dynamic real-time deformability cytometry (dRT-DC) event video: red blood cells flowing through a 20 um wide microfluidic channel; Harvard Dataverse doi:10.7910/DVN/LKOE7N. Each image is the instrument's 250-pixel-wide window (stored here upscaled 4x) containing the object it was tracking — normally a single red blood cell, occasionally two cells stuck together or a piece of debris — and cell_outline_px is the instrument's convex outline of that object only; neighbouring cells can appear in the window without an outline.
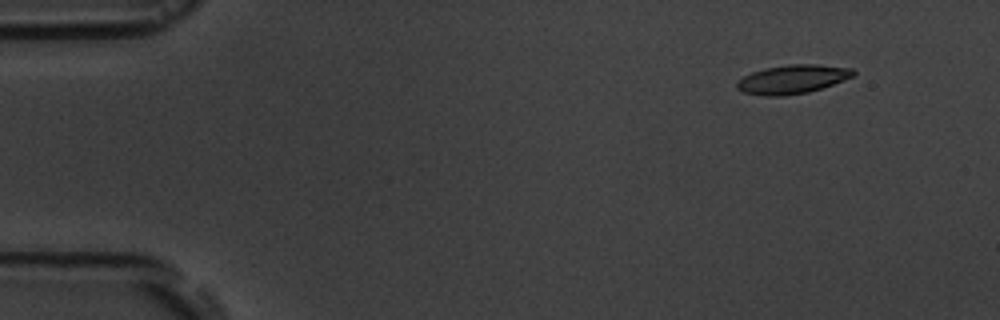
{"species": "common noctule bat (a hibernating species)", "species_latin": "Nyctalus noctula", "temperature_condition": "room temperature", "stored_images_in_passage": 5, "camera_frame_rate_fps": 3000, "um_per_image_px": 0.085, "animal": {"sex": "male", "body_mass_g": 19.5, "forearm_length_mm": 54.6}, "frame": {"image": 1, "passage_image": 2, "time_ms": 1.333, "image_size_px": [1000, 320], "cell_outline_px": [[856, 72], [852, 76], [844, 80], [808, 92], [784, 96], [764, 96], [744, 92], [736, 88], [736, 80], [752, 72], [764, 68], [788, 64], [816, 64], [852, 68]], "centroid_in_image_um": [67.32, 6.73], "position_along_channel_um": 17.7, "area_um2": 19.54}}